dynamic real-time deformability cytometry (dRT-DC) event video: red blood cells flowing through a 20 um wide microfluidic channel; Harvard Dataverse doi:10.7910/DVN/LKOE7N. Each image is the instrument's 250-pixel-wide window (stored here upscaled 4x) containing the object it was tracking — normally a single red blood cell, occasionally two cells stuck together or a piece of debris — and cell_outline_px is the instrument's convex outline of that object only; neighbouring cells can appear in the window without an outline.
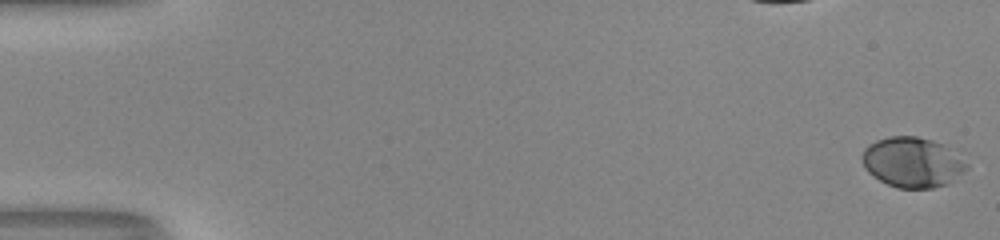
{"species": "human", "species_latin": "Homo sapiens", "temperature_condition": "room temperature", "stored_images_in_passage": 54, "camera_frame_rate_fps": 3000, "um_per_image_px": 0.085, "donor": {"sex": "male"}, "frame": {"image": 1, "passage_image": 1, "time_ms": 0.0, "image_size_px": [1000, 240], "cell_outline_px": [[968, 168], [964, 172], [948, 184], [932, 188], [896, 188], [872, 176], [864, 168], [860, 156], [864, 148], [868, 144], [876, 140], [888, 136], [916, 136], [932, 140], [968, 152]], "centroid_in_image_um": [77.65, 13.77], "position_along_channel_um": 7.3, "area_um2": 31.85}}
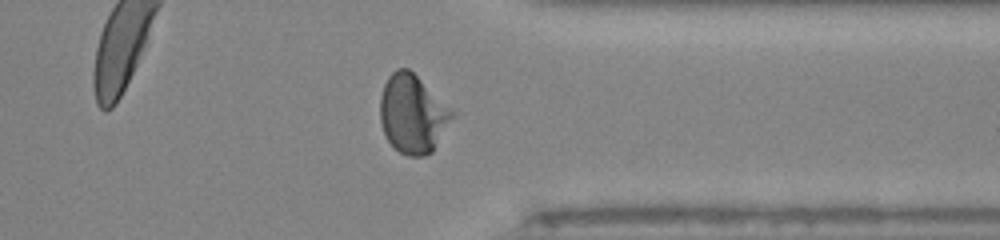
{"frame": {"image": 2, "passage_image": 43, "time_ms": 14.0, "image_size_px": [1000, 240], "cell_outline_px": [[456, 116], [432, 152], [424, 156], [408, 156], [400, 152], [388, 140], [384, 132], [380, 120], [380, 96], [384, 84], [388, 76], [396, 68], [408, 68], [452, 108]], "centroid_in_image_um": [35.1, 9.68], "position_along_channel_um": 376.3, "area_um2": 33.12}}
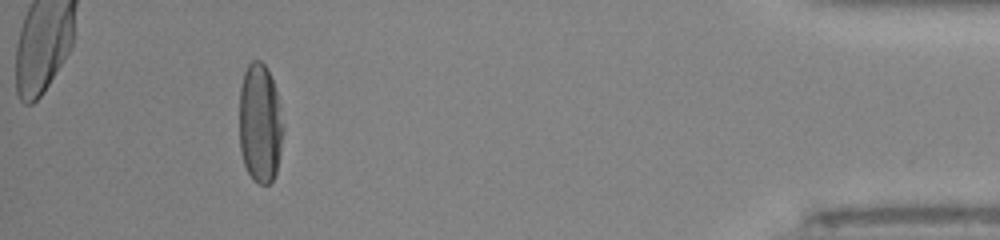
{"frame": {"image": 3, "passage_image": 50, "time_ms": 16.333, "image_size_px": [1000, 240], "cell_outline_px": [[284, 128], [280, 152], [276, 172], [272, 180], [268, 184], [260, 184], [252, 180], [244, 164], [240, 152], [240, 88], [244, 72], [248, 64], [252, 60], [260, 60], [268, 68], [276, 88]], "centroid_in_image_um": [22.1, 10.47], "position_along_channel_um": 413.1, "area_um2": 30.75}, "authors_computed_cell_mechanics": {"area_um2": 30.7496, "velocity_mm_per_s": 4.0, "shape_relaxation_time_tau1_ms": 3.6086, "shape_relaxation_time_tau2_ms": null, "deformation_change_tau1": 0.1857, "deformation_change_tau2": null}}